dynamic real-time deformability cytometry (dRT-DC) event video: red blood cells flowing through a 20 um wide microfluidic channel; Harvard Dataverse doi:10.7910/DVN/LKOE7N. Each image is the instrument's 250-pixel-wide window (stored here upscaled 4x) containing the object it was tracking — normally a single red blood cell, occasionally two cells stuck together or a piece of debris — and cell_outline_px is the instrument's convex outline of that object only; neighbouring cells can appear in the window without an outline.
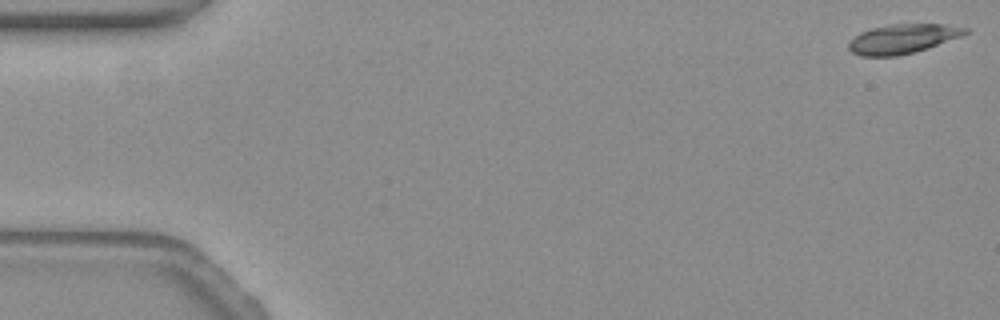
{"species": "common noctule bat (a hibernating species)", "species_latin": "Nyctalus noctula", "temperature_condition": "warm", "stored_images_in_passage": 6, "camera_frame_rate_fps": 3000, "um_per_image_px": 0.085, "animal": {"sex": "female", "body_mass_g": 19.3, "forearm_length_mm": 54.1}, "frame": {"image": 1, "passage_image": 1, "time_ms": 0.0, "image_size_px": [1000, 320], "cell_outline_px": [[968, 32], [964, 36], [928, 48], [896, 56], [860, 56], [852, 52], [848, 48], [848, 44], [860, 32], [872, 28], [892, 24], [944, 24], [968, 28]], "centroid_in_image_um": [76.76, 3.3], "position_along_channel_um": 8.2, "area_um2": 19.88}}